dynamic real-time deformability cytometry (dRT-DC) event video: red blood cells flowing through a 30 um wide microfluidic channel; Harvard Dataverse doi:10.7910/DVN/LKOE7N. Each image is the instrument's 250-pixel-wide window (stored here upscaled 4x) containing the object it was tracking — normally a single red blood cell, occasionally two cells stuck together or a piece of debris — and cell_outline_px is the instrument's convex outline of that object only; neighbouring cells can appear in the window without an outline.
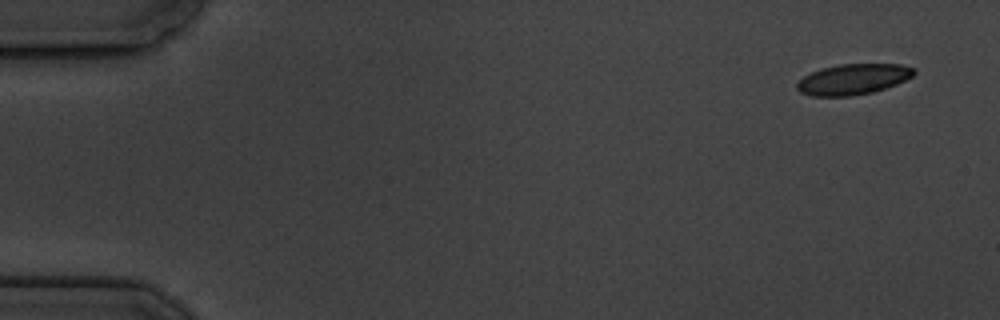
{"species": "common noctule bat (a hibernating species)", "species_latin": "Nyctalus noctula", "temperature_condition": "cold", "stored_images_in_passage": 6, "segment_of_instrument_passage": [1, 2], "camera_frame_rate_fps": 3000, "um_per_image_px": 0.085, "animal": {"sex": "male", "body_mass_g": 19.5, "forearm_length_mm": 54.6}, "frame": {"image": 1, "passage_image": 1, "time_ms": 0.0, "image_size_px": [1000, 320], "cell_outline_px": [[916, 72], [912, 76], [896, 84], [872, 92], [848, 96], [812, 96], [800, 92], [796, 88], [796, 84], [804, 76], [820, 68], [840, 64], [900, 64], [916, 68]], "centroid_in_image_um": [72.51, 6.73], "position_along_channel_um": 12.5, "area_um2": 20.81}}
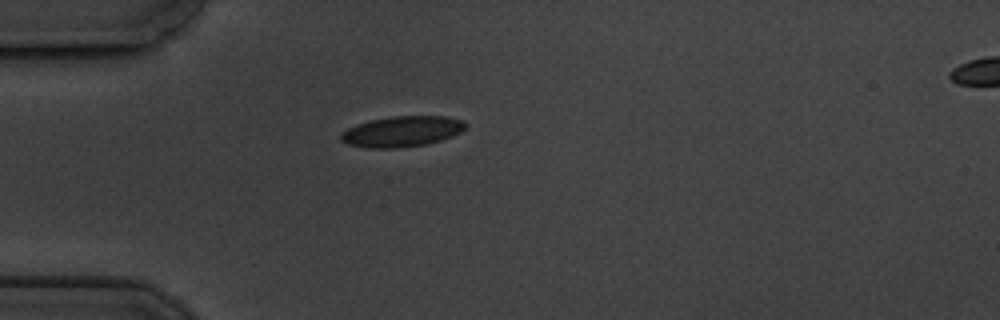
{"frame": {"image": 2, "passage_image": 5, "time_ms": 4.333, "image_size_px": [1000, 320], "cell_outline_px": [[464, 128], [460, 132], [452, 136], [428, 144], [400, 148], [372, 148], [348, 144], [340, 140], [340, 132], [356, 124], [372, 120], [392, 116], [444, 116], [464, 120]], "centroid_in_image_um": [34.14, 11.18], "position_along_channel_um": 50.9, "area_um2": 22.2}}